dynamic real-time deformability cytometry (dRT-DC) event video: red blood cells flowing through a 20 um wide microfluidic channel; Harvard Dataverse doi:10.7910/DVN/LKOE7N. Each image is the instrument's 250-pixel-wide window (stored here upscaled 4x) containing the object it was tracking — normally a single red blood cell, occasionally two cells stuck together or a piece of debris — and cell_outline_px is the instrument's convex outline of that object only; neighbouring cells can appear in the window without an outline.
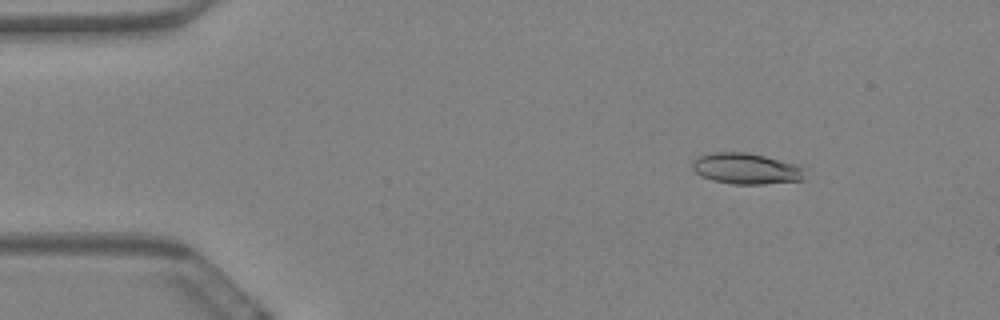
{"species": "Egyptian fruit bat (a non-hibernating species)", "species_latin": "Rousettus aegyptiacus", "temperature_condition": "warm", "stored_images_in_passage": 21, "camera_frame_rate_fps": 3000, "um_per_image_px": 0.085, "animal": {"sex": "female"}, "frame": {"image": 1, "passage_image": 8, "time_ms": 2.333, "image_size_px": [1000, 320], "cell_outline_px": [[804, 180], [764, 184], [732, 184], [712, 180], [700, 176], [692, 168], [692, 164], [700, 156], [712, 152], [748, 152], [764, 156], [792, 164], [800, 168], [804, 176]], "centroid_in_image_um": [63.36, 14.34], "position_along_channel_um": 21.6, "area_um2": 19.94}}
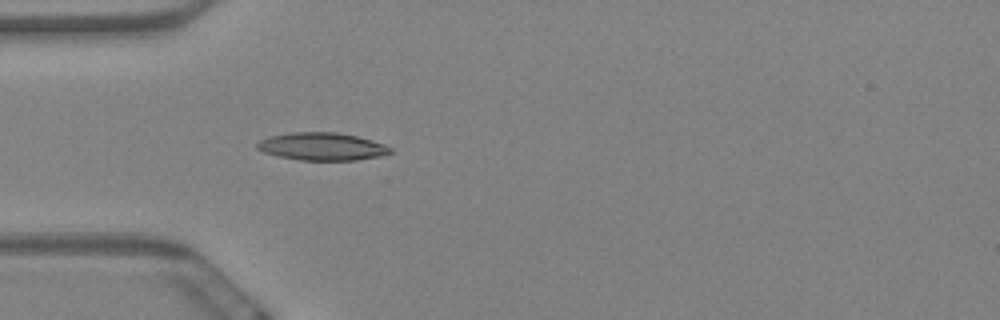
{"frame": {"image": 2, "passage_image": 18, "time_ms": 5.667, "image_size_px": [1000, 320], "cell_outline_px": [[392, 152], [380, 156], [356, 160], [300, 160], [276, 156], [264, 152], [256, 148], [256, 144], [260, 140], [268, 136], [292, 132], [336, 132], [356, 136], [372, 140], [384, 144], [392, 148]], "centroid_in_image_um": [27.35, 12.45], "position_along_channel_um": 57.6, "area_um2": 21.56}}